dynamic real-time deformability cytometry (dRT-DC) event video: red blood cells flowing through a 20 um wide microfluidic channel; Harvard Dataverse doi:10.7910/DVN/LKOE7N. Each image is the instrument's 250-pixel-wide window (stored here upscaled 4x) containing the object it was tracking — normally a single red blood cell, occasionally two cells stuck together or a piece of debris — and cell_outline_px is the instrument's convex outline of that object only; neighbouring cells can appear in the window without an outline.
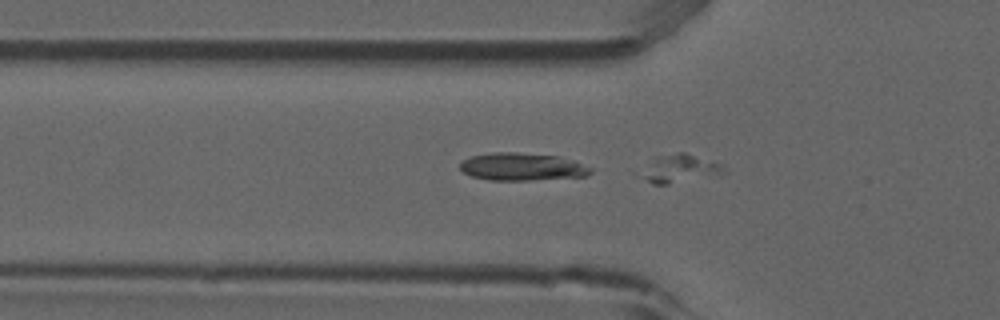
{"species": "common noctule bat (a hibernating species)", "species_latin": "Nyctalus noctula", "temperature_condition": "room temperature", "stored_images_in_passage": 16, "segment_of_instrument_passage": [2, 2], "camera_frame_rate_fps": 3000, "um_per_image_px": 0.085, "animal": {"sex": "male", "forearm_length_mm": 52.5}, "frame": {"image": 1, "passage_image": 8, "time_ms": 2.333, "image_size_px": [1000, 320], "cell_outline_px": [[724, 168], [668, 184], [652, 184], [636, 176], [632, 172], [656, 156], [676, 152], [684, 152], [720, 164]], "centroid_in_image_um": [57.35, 14.29], "position_along_channel_um": 68.5, "area_um2": 12.95}}
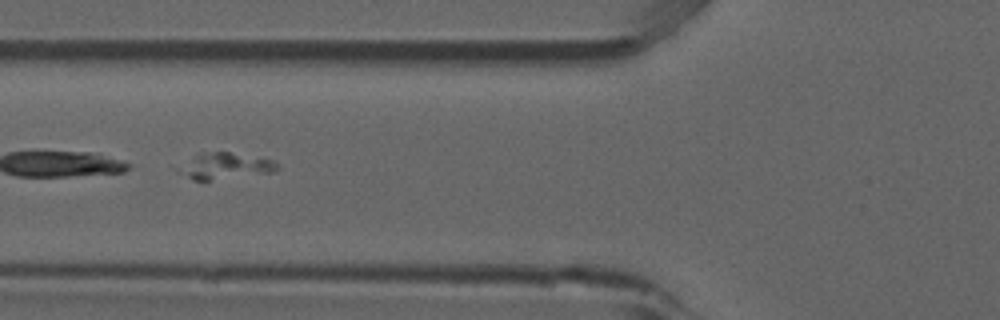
{"frame": {"image": 2, "passage_image": 11, "time_ms": 3.333, "image_size_px": [1000, 320], "cell_outline_px": [[280, 168], [276, 172], [208, 180], [192, 180], [176, 172], [176, 168], [196, 156], [204, 152], [228, 152], [272, 160]], "centroid_in_image_um": [19.11, 14.13], "position_along_channel_um": 106.7, "area_um2": 14.8}}
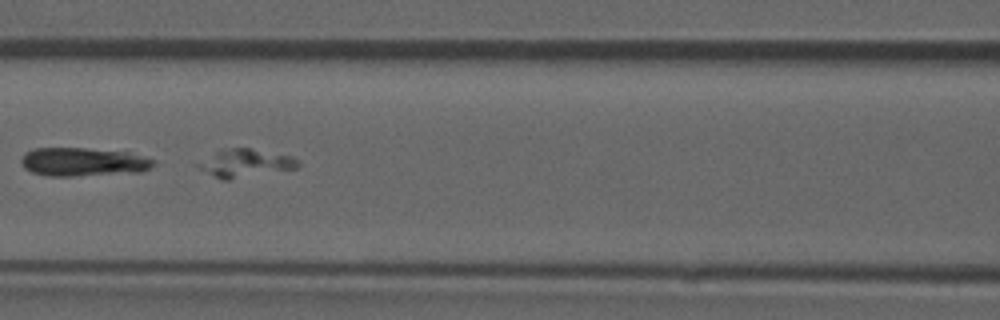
{"frame": {"image": 3, "passage_image": 14, "time_ms": 4.333, "image_size_px": [1000, 320], "cell_outline_px": [[300, 164], [296, 168], [228, 180], [224, 180], [200, 168], [200, 164], [220, 152], [232, 148], [252, 148], [292, 156]], "centroid_in_image_um": [21.0, 13.87], "position_along_channel_um": 145.6, "area_um2": 15.26}}